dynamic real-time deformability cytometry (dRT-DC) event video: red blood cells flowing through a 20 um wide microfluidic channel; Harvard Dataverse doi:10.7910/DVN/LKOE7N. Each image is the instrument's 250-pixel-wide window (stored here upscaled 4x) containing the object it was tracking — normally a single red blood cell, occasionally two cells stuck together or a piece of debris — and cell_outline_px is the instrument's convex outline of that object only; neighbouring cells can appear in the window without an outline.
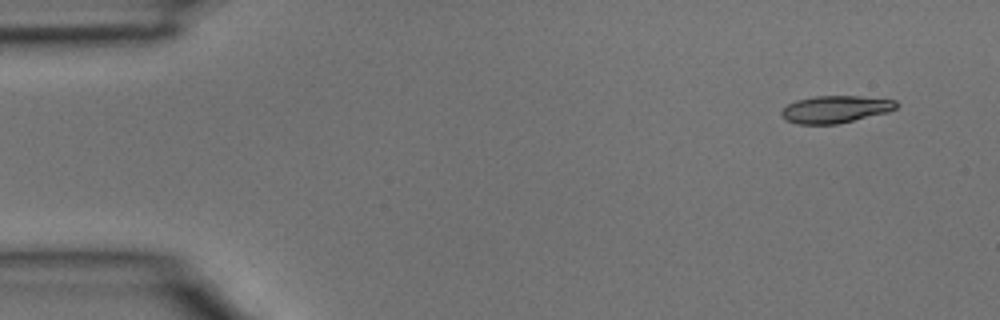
{"species": "common noctule bat (a hibernating species)", "species_latin": "Nyctalus noctula", "temperature_condition": "room temperature", "stored_images_in_passage": 3, "camera_frame_rate_fps": 3000, "um_per_image_px": 0.085, "animal": {"sex": "male", "body_mass_g": 15.6}, "frame": {"image": 1, "passage_image": 1, "time_ms": 0.0, "image_size_px": [1000, 320], "cell_outline_px": [[900, 104], [896, 108], [888, 112], [836, 124], [800, 124], [784, 120], [780, 112], [788, 104], [796, 100], [816, 96], [860, 96], [896, 100]], "centroid_in_image_um": [71.01, 9.28], "position_along_channel_um": 14.0, "area_um2": 18.21}}